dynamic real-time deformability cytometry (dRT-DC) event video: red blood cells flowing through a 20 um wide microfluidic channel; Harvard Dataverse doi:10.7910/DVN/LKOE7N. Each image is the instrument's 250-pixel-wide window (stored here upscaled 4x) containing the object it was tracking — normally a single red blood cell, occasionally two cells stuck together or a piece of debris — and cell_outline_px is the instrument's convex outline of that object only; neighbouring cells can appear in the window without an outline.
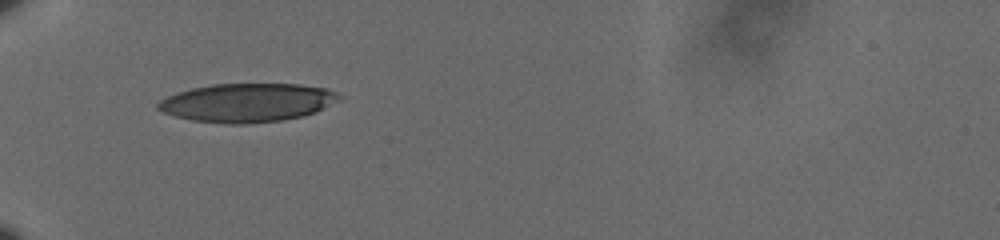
{"species": "human", "species_latin": "Homo sapiens", "temperature_condition": "cold", "stored_images_in_passage": 24, "camera_frame_rate_fps": 3000, "um_per_image_px": 0.085, "donor": {"sex": "male"}, "frame": {"image": 1, "passage_image": 1, "time_ms": 0.0, "image_size_px": [1000, 240], "cell_outline_px": [[344, 96], [340, 100], [316, 112], [304, 116], [284, 120], [244, 124], [224, 124], [192, 120], [176, 116], [164, 112], [156, 108], [156, 104], [160, 100], [168, 96], [192, 88], [212, 84], [300, 84], [328, 88]], "centroid_in_image_um": [21.07, 8.73], "position_along_channel_um": 63.9, "area_um2": 40.98}}
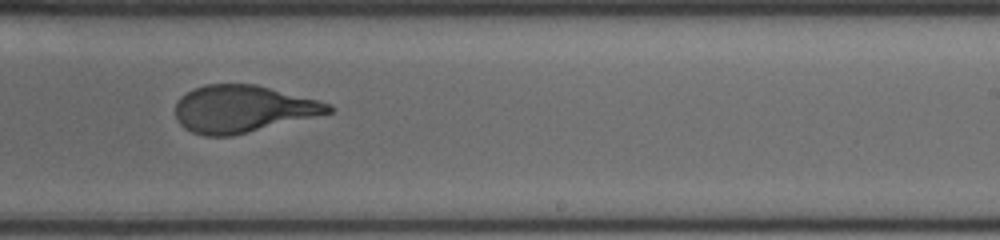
{"frame": {"image": 2, "passage_image": 13, "time_ms": 4.0, "image_size_px": [1000, 240], "cell_outline_px": [[332, 112], [232, 136], [204, 136], [192, 132], [184, 128], [176, 120], [176, 104], [180, 96], [196, 88], [208, 84], [256, 84], [332, 104]], "centroid_in_image_um": [20.6, 9.26], "position_along_channel_um": 268.4, "area_um2": 41.67}}
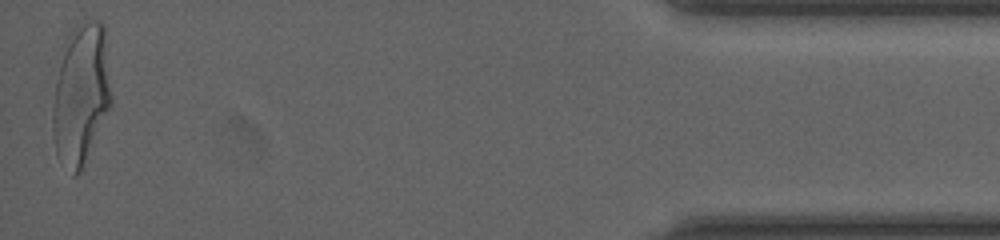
{"frame": {"image": 3, "passage_image": 24, "time_ms": 7.667, "image_size_px": [1000, 240], "cell_outline_px": [[112, 104], [80, 172], [76, 176], [72, 176], [60, 164], [56, 152], [52, 132], [52, 112], [56, 80], [68, 36], [76, 24], [92, 20], [100, 20], [104, 24], [112, 96]], "centroid_in_image_um": [6.9, 8.06], "position_along_channel_um": 428.3, "area_um2": 48.09}, "authors_computed_cell_mechanics": {"area_um2": 42.4252, "velocity_mm_per_s": 3.604, "shape_relaxation_time_tau1_ms": 2.0721, "shape_relaxation_time_tau2_ms": null, "deformation_change_tau1": 0.1408, "deformation_change_tau2": null}}